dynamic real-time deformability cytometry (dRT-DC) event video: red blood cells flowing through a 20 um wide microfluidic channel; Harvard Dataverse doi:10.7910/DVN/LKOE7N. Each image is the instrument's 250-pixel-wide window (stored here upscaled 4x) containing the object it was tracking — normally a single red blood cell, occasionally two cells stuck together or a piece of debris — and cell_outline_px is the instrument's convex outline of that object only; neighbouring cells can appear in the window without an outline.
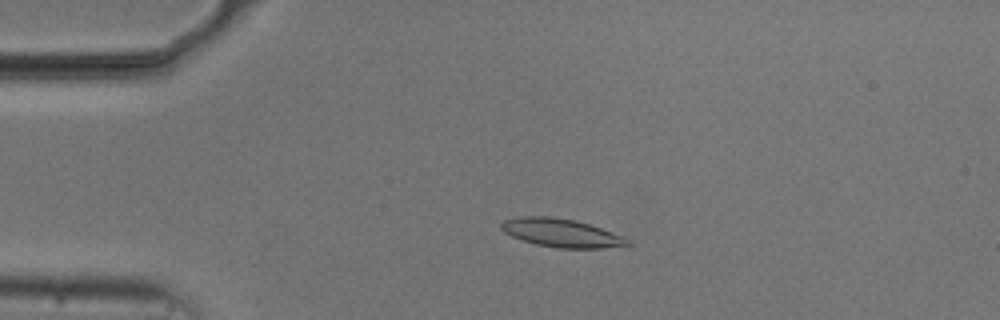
{"species": "common noctule bat (a hibernating species)", "species_latin": "Nyctalus noctula", "temperature_condition": "cold", "stored_images_in_passage": 54, "camera_frame_rate_fps": 3000, "um_per_image_px": 0.085, "animal": {"sex": "male", "body_mass_g": 20.5, "forearm_length_mm": 52.5}, "frame": {"image": 1, "passage_image": 12, "time_ms": 3.667, "image_size_px": [1000, 320], "cell_outline_px": [[632, 244], [600, 248], [560, 248], [536, 244], [512, 236], [504, 232], [500, 228], [500, 224], [504, 220], [524, 216], [548, 216], [572, 220], [588, 224], [624, 236], [632, 240]], "centroid_in_image_um": [47.73, 19.8], "position_along_channel_um": 37.3, "area_um2": 20.58}}
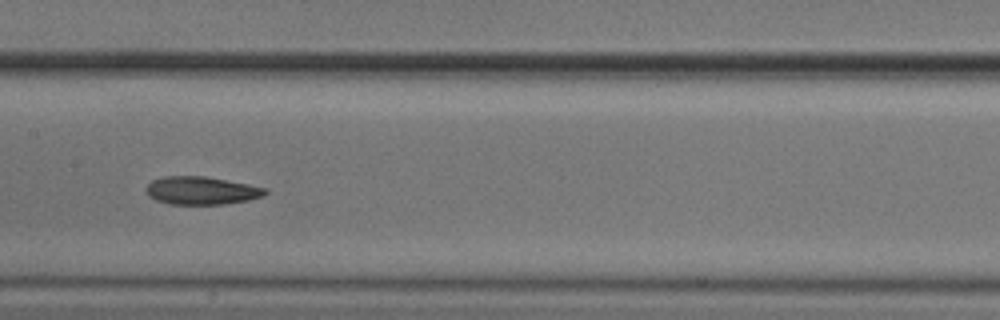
{"frame": {"image": 2, "passage_image": 27, "time_ms": 8.667, "image_size_px": [1000, 320], "cell_outline_px": [[268, 192], [264, 196], [248, 200], [224, 204], [168, 204], [156, 200], [148, 196], [144, 188], [152, 180], [164, 176], [204, 176], [248, 184], [268, 188]], "centroid_in_image_um": [17.11, 16.2], "position_along_channel_um": 190.3, "area_um2": 19.54}}
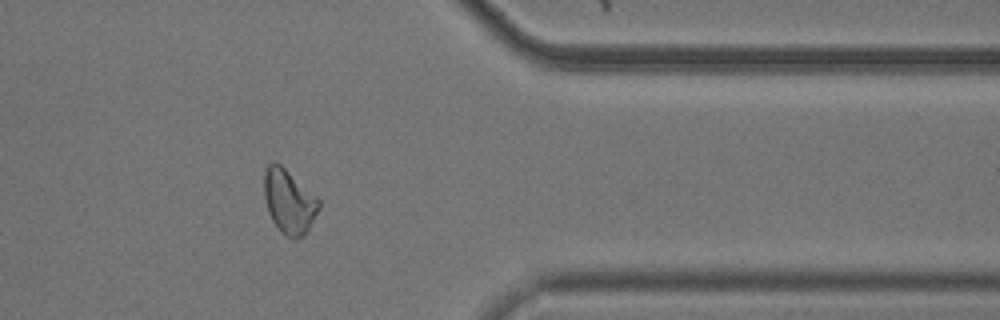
{"frame": {"image": 3, "passage_image": 44, "time_ms": 14.333, "image_size_px": [1000, 320], "cell_outline_px": [[320, 208], [304, 236], [296, 240], [284, 236], [280, 232], [272, 220], [268, 212], [264, 196], [264, 168], [268, 164], [276, 160], [320, 200]], "centroid_in_image_um": [24.55, 17.14], "position_along_channel_um": 386.9, "area_um2": 20.63}, "authors_computed_cell_mechanics": {"area_um2": 19.9988, "velocity_mm_per_s": 3.73, "shape_relaxation_time_tau1_ms": 5.7534, "shape_relaxation_time_tau2_ms": 5.3383, "deformation_change_tau1": 0.1485, "deformation_change_tau2": 0.1278}}